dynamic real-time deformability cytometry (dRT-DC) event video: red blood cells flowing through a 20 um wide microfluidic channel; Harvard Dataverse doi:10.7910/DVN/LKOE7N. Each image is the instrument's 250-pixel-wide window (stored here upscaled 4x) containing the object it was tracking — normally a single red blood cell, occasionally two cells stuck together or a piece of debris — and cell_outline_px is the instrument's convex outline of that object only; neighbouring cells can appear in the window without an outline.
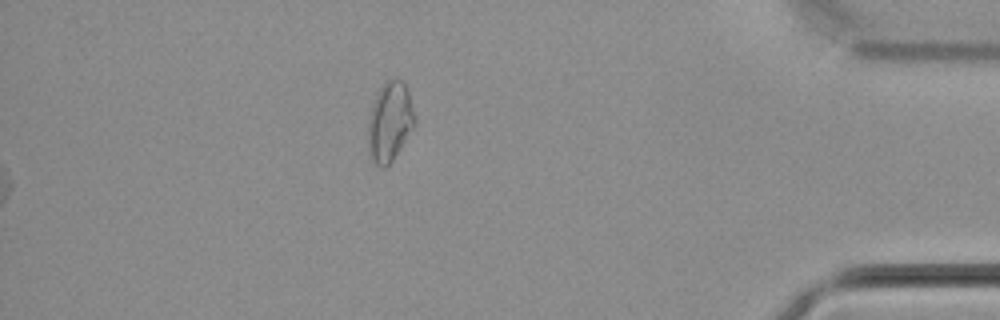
{"species": "common noctule bat (a hibernating species)", "species_latin": "Nyctalus noctula", "temperature_condition": "cold", "stored_images_in_passage": 39, "segment_of_instrument_passage": [2, 2], "camera_frame_rate_fps": 3000, "um_per_image_px": 0.085, "animal": {"sex": "male", "body_mass_g": 21.5, "forearm_length_mm": 52.0}, "frame": {"image": 1, "passage_image": 39, "time_ms": 12.667, "image_size_px": [1000, 320], "cell_outline_px": [[416, 124], [392, 160], [384, 168], [380, 168], [376, 164], [368, 148], [368, 124], [372, 104], [380, 88], [392, 76], [396, 76], [404, 80], [408, 88], [416, 116]], "centroid_in_image_um": [33.17, 10.27], "position_along_channel_um": 402.0, "area_um2": 21.79}}